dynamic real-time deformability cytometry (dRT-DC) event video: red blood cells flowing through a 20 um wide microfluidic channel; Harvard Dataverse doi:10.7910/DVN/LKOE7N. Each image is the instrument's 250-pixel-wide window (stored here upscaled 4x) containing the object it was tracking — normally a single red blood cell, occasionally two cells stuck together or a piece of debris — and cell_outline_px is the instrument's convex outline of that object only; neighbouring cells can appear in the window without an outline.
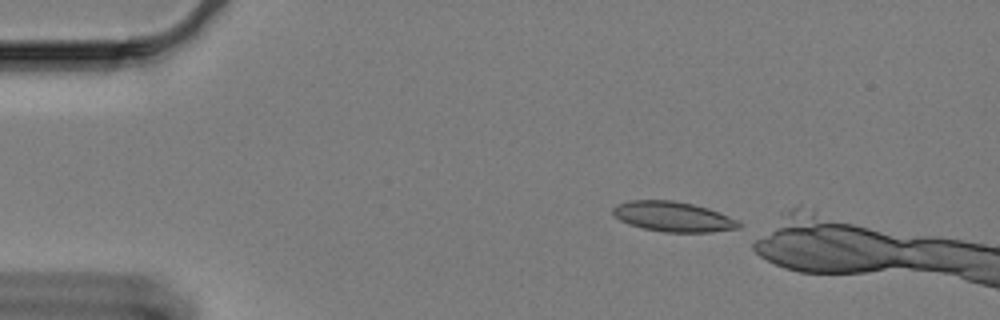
{"species": "Egyptian fruit bat (a non-hibernating species)", "species_latin": "Rousettus aegyptiacus", "temperature_condition": "cold", "stored_images_in_passage": 8, "camera_frame_rate_fps": 3000, "um_per_image_px": 0.085, "animal": {"sex": "female"}, "frame": {"image": 1, "passage_image": 1, "time_ms": 0.0, "image_size_px": [1000, 320], "cell_outline_px": [[744, 224], [740, 228], [712, 232], [664, 232], [644, 228], [628, 224], [620, 220], [612, 212], [612, 208], [616, 204], [628, 200], [672, 200], [692, 204], [708, 208], [740, 220]], "centroid_in_image_um": [57.25, 18.41], "position_along_channel_um": 27.8, "area_um2": 22.25}}